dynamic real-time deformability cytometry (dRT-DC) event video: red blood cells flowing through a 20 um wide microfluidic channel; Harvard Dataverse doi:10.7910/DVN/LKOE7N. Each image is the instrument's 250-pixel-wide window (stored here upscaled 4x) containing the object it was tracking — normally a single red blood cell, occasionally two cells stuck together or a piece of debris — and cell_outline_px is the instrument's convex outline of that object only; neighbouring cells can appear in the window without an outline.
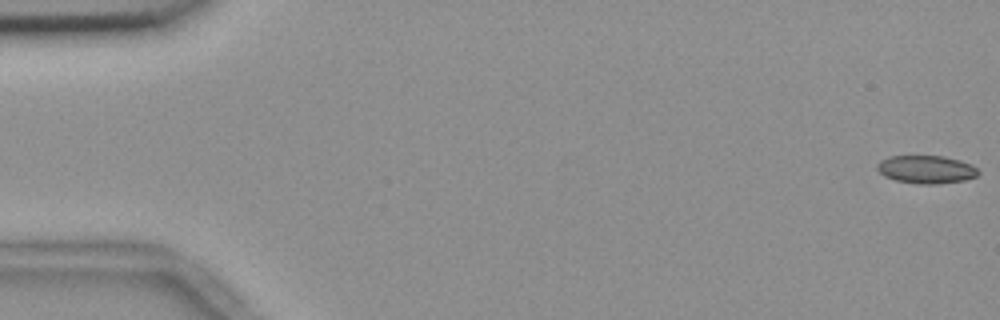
{"species": "common noctule bat (a hibernating species)", "species_latin": "Nyctalus noctula", "temperature_condition": "room temperature", "stored_images_in_passage": 56, "camera_frame_rate_fps": 3000, "um_per_image_px": 0.085, "animal": {"sex": "female", "body_mass_g": 18.4}, "frame": {"image": 1, "passage_image": 1, "time_ms": 0.0, "image_size_px": [1000, 320], "cell_outline_px": [[980, 172], [976, 176], [964, 180], [936, 184], [920, 184], [896, 180], [884, 176], [876, 168], [876, 164], [880, 160], [888, 156], [944, 156], [972, 164]], "centroid_in_image_um": [78.71, 14.39], "position_along_channel_um": 6.3, "area_um2": 16.47}}
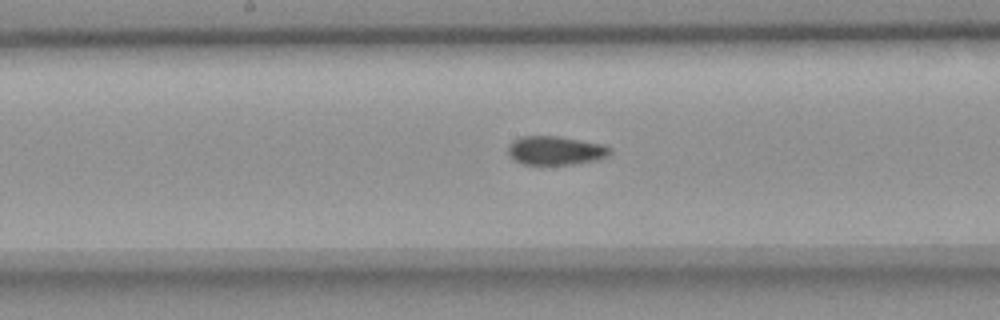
{"frame": {"image": 2, "passage_image": 29, "time_ms": 9.333, "image_size_px": [1000, 320], "cell_outline_px": [[612, 152], [608, 156], [600, 160], [572, 164], [524, 164], [516, 160], [508, 152], [508, 144], [512, 140], [520, 136], [560, 136], [600, 144], [612, 148]], "centroid_in_image_um": [47.24, 12.78], "position_along_channel_um": 201.0, "area_um2": 17.11}}
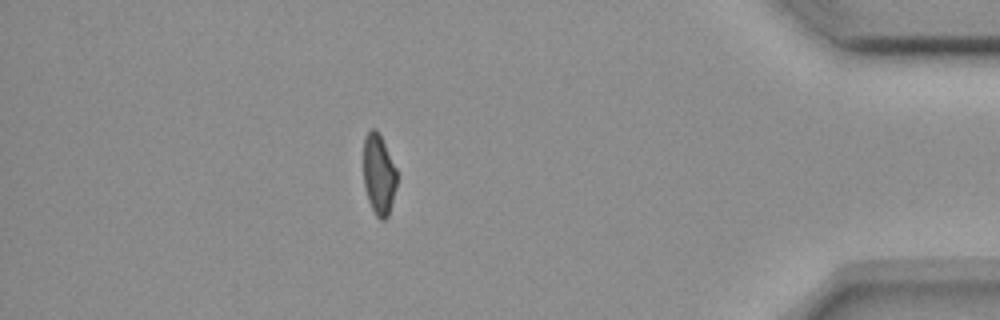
{"frame": {"image": 3, "passage_image": 49, "time_ms": 16.0, "image_size_px": [1000, 320], "cell_outline_px": [[396, 188], [388, 216], [384, 220], [380, 220], [376, 216], [368, 200], [364, 188], [364, 136], [372, 128], [376, 128], [396, 168]], "centroid_in_image_um": [32.19, 14.85], "position_along_channel_um": 403.0, "area_um2": 15.55}, "authors_computed_cell_mechanics": {"area_um2": 16.9932, "velocity_mm_per_s": 3.6948, "shape_relaxation_time_tau1_ms": null, "shape_relaxation_time_tau2_ms": 3.1611, "deformation_change_tau1": null, "deformation_change_tau2": 0.0759}}